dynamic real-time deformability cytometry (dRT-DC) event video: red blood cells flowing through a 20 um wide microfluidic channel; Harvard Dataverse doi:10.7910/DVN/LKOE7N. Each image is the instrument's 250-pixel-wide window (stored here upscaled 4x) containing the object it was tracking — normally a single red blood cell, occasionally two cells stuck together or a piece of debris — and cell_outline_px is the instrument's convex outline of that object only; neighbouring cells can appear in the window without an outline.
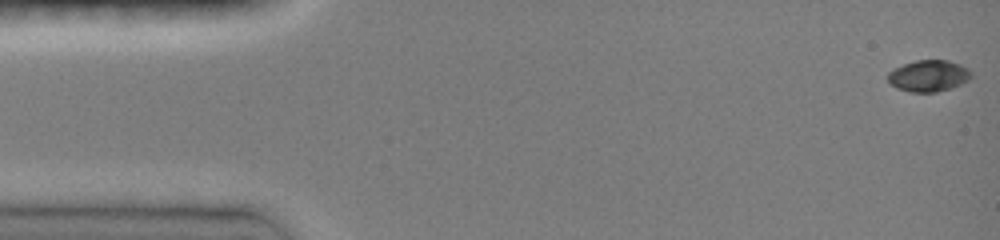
{"species": "common noctule bat (a hibernating species)", "species_latin": "Nyctalus noctula", "temperature_condition": "room temperature", "stored_images_in_passage": 47, "camera_frame_rate_fps": 3000, "um_per_image_px": 0.085, "animal": {"sex": "female", "body_mass_g": 19.0, "forearm_length_mm": 51.5}, "frame": {"image": 1, "passage_image": 1, "time_ms": 0.0, "image_size_px": [1000, 240], "cell_outline_px": [[972, 76], [968, 80], [960, 84], [936, 92], [912, 92], [896, 88], [888, 80], [888, 72], [904, 64], [916, 60], [948, 60], [960, 64], [968, 68], [972, 72]], "centroid_in_image_um": [78.95, 6.43], "position_along_channel_um": 6.1, "area_um2": 15.14}}
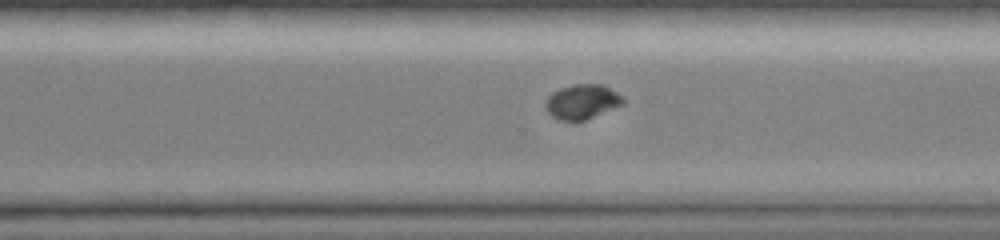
{"frame": {"image": 2, "passage_image": 33, "time_ms": 10.667, "image_size_px": [1000, 240], "cell_outline_px": [[624, 104], [584, 120], [556, 120], [548, 112], [544, 104], [548, 96], [552, 92], [560, 88], [576, 84], [604, 84], [624, 96]], "centroid_in_image_um": [49.49, 8.63], "position_along_channel_um": 321.1, "area_um2": 15.72}}
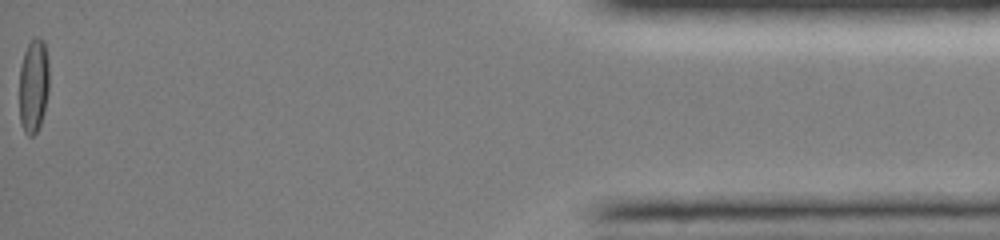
{"frame": {"image": 3, "passage_image": 47, "time_ms": 15.333, "image_size_px": [1000, 240], "cell_outline_px": [[48, 92], [40, 124], [36, 132], [32, 136], [28, 136], [24, 132], [20, 124], [20, 68], [24, 52], [28, 44], [36, 36], [40, 36], [44, 40], [48, 60]], "centroid_in_image_um": [2.85, 7.25], "position_along_channel_um": 432.4, "area_um2": 16.3}, "authors_computed_cell_mechanics": {"area_um2": 15.895, "velocity_mm_per_s": 4.1403, "shape_relaxation_time_tau1_ms": 3.6337, "shape_relaxation_time_tau2_ms": null, "deformation_change_tau1": 0.1516, "deformation_change_tau2": null}}